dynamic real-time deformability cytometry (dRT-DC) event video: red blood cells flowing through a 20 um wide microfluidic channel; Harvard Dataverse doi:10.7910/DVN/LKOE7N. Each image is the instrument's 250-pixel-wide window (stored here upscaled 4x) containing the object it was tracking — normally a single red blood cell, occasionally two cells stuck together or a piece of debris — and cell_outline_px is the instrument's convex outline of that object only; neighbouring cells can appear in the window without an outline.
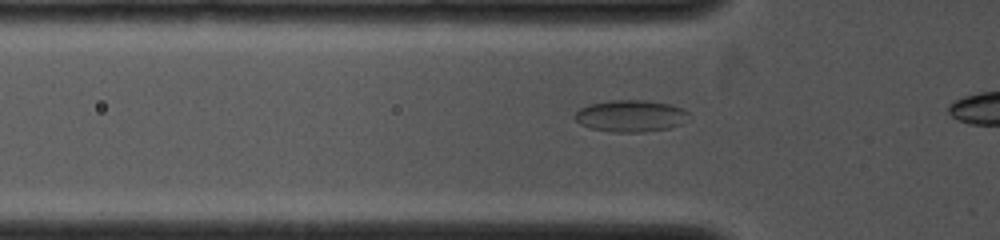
{"species": "common noctule bat (a hibernating species)", "species_latin": "Nyctalus noctula", "temperature_condition": "cold", "stored_images_in_passage": 8, "camera_frame_rate_fps": 4000, "um_per_image_px": 0.085, "animal": {"sex": "female", "body_mass_g": 19.0, "forearm_length_mm": 53.3}, "frame": {"image": 1, "passage_image": 2, "time_ms": 0.25, "image_size_px": [1000, 240], "cell_outline_px": [[688, 112], [680, 124], [668, 128], [644, 132], [612, 132], [588, 128], [580, 124], [572, 116], [580, 108], [588, 104], [608, 100], [644, 100], [672, 104]], "centroid_in_image_um": [53.51, 9.85], "position_along_channel_um": 72.3, "area_um2": 21.1}}
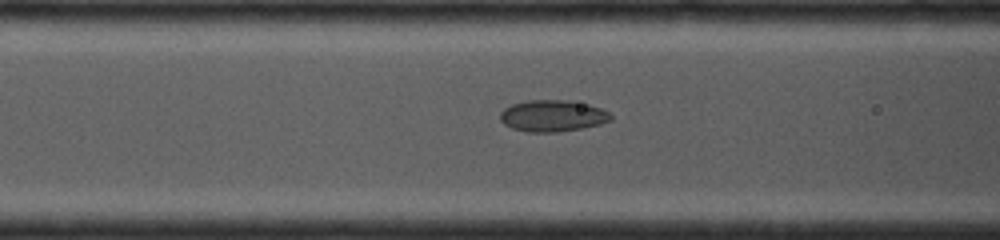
{"frame": {"image": 2, "passage_image": 6, "time_ms": 1.25, "image_size_px": [1000, 240], "cell_outline_px": [[612, 120], [600, 124], [580, 128], [556, 132], [528, 132], [512, 128], [504, 124], [500, 120], [500, 112], [504, 108], [512, 104], [528, 100], [572, 100], [588, 104], [600, 108], [608, 112], [612, 116]], "centroid_in_image_um": [46.96, 9.84], "position_along_channel_um": 119.6, "area_um2": 20.35}}